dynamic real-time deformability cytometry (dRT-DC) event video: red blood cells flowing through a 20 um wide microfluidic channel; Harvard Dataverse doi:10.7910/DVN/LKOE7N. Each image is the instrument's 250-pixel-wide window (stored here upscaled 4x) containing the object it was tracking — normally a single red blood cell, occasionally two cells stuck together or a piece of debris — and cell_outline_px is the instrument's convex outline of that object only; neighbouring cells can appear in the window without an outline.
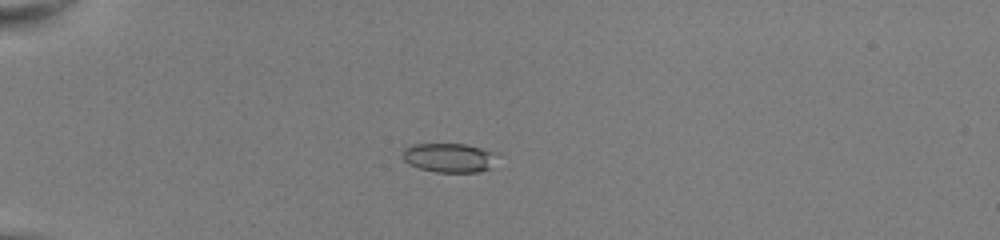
{"species": "common noctule bat (a hibernating species)", "species_latin": "Nyctalus noctula", "temperature_condition": "room temperature", "stored_images_in_passage": 43, "camera_frame_rate_fps": 3000, "um_per_image_px": 0.085, "animal": {"sex": "female", "body_mass_g": 22.0, "forearm_length_mm": 56.7}, "frame": {"image": 1, "passage_image": 7, "time_ms": 2.0, "image_size_px": [1000, 240], "cell_outline_px": [[492, 168], [480, 172], [436, 172], [420, 168], [408, 164], [400, 156], [404, 148], [412, 144], [464, 144], [480, 148], [488, 152]], "centroid_in_image_um": [38.01, 13.41], "position_along_channel_um": 47.0, "area_um2": 15.61}}
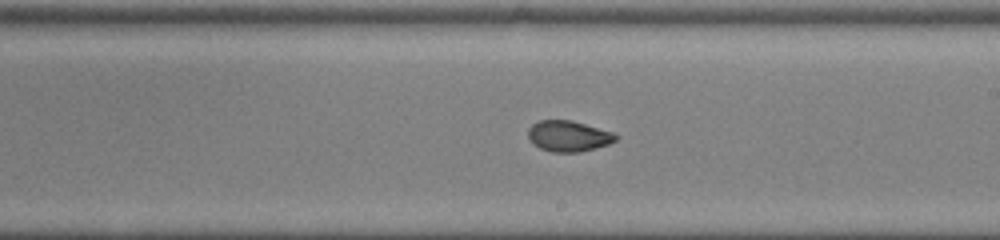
{"frame": {"image": 2, "passage_image": 24, "time_ms": 7.667, "image_size_px": [1000, 240], "cell_outline_px": [[620, 136], [616, 140], [608, 144], [580, 152], [552, 152], [540, 148], [532, 144], [528, 136], [528, 128], [532, 124], [540, 120], [572, 120], [612, 132]], "centroid_in_image_um": [48.3, 11.56], "position_along_channel_um": 240.7, "area_um2": 15.78}}
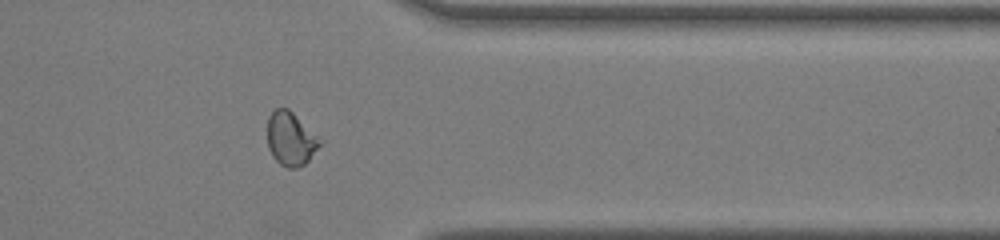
{"frame": {"image": 3, "passage_image": 35, "time_ms": 11.333, "image_size_px": [1000, 240], "cell_outline_px": [[320, 144], [308, 160], [304, 164], [296, 168], [288, 168], [280, 164], [272, 156], [268, 148], [268, 116], [276, 108], [288, 108], [316, 136]], "centroid_in_image_um": [24.65, 11.81], "position_along_channel_um": 386.8, "area_um2": 15.84}, "authors_computed_cell_mechanics": {"area_um2": 16.2996, "velocity_mm_per_s": 4.0771, "shape_relaxation_time_tau1_ms": null, "shape_relaxation_time_tau2_ms": 1.1264, "deformation_change_tau1": null, "deformation_change_tau2": 0.0535}}